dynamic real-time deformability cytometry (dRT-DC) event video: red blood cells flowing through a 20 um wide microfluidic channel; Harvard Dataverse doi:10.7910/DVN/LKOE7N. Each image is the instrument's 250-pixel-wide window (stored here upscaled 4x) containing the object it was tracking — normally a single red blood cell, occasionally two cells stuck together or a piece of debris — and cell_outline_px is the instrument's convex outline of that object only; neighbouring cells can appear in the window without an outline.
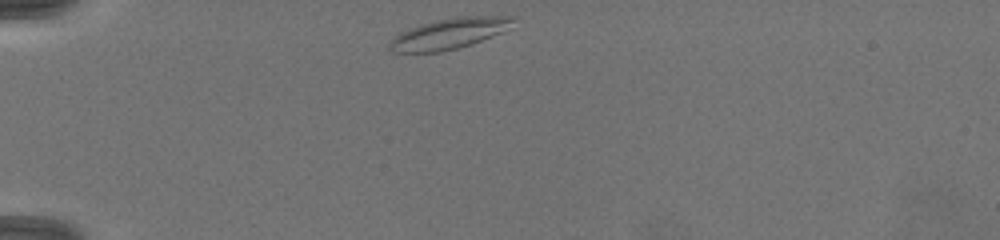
{"species": "common noctule bat (a hibernating species)", "species_latin": "Nyctalus noctula", "temperature_condition": "warm", "stored_images_in_passage": 21, "camera_frame_rate_fps": 3000, "um_per_image_px": 0.085, "animal": {"sex": "female", "body_mass_g": 19.5, "forearm_length_mm": 54.1}, "frame": {"image": 1, "passage_image": 1, "time_ms": 0.0, "image_size_px": [1000, 240], "cell_outline_px": [[516, 16], [500, 32], [472, 44], [440, 52], [392, 52], [392, 40], [400, 32], [424, 24], [440, 20], [460, 16]], "centroid_in_image_um": [38.17, 2.86], "position_along_channel_um": 46.8, "area_um2": 21.04}}
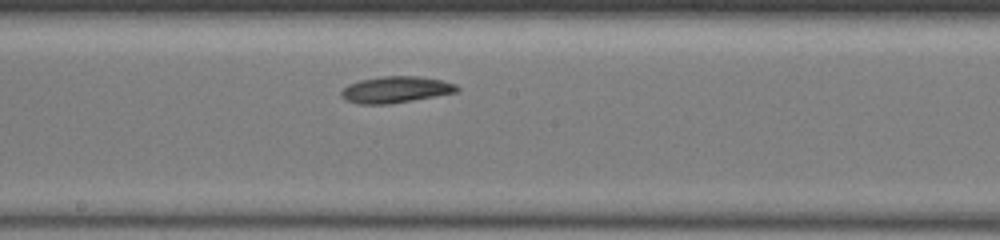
{"frame": {"image": 2, "passage_image": 13, "time_ms": 5.0, "image_size_px": [1000, 240], "cell_outline_px": [[460, 88], [456, 92], [412, 100], [388, 104], [360, 104], [344, 100], [340, 96], [340, 92], [348, 84], [360, 80], [380, 76], [420, 76], [440, 80], [456, 84]], "centroid_in_image_um": [33.59, 7.61], "position_along_channel_um": 214.6, "area_um2": 17.8}}
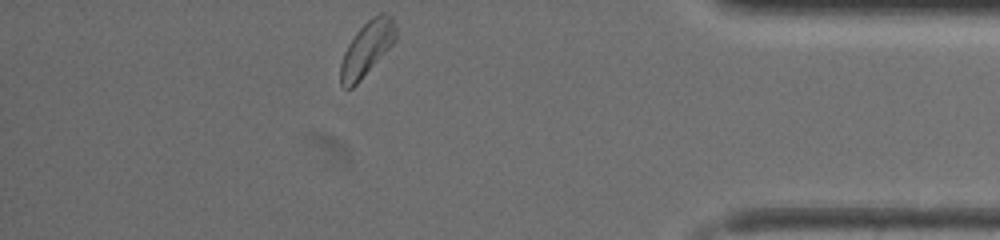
{"frame": {"image": 3, "passage_image": 21, "time_ms": 10.333, "image_size_px": [1000, 240], "cell_outline_px": [[396, 40], [360, 80], [352, 88], [344, 88], [340, 84], [340, 64], [344, 52], [348, 44], [356, 32], [372, 16], [380, 12], [384, 12], [392, 16], [396, 24]], "centroid_in_image_um": [31.19, 4.1], "position_along_channel_um": 404.0, "area_um2": 17.46}, "authors_computed_cell_mechanics": {"area_um2": 17.8024, "velocity_mm_per_s": 4.1166, "shape_relaxation_time_tau1_ms": 5.0668, "shape_relaxation_time_tau2_ms": null, "deformation_change_tau1": 0.1007, "deformation_change_tau2": null}}